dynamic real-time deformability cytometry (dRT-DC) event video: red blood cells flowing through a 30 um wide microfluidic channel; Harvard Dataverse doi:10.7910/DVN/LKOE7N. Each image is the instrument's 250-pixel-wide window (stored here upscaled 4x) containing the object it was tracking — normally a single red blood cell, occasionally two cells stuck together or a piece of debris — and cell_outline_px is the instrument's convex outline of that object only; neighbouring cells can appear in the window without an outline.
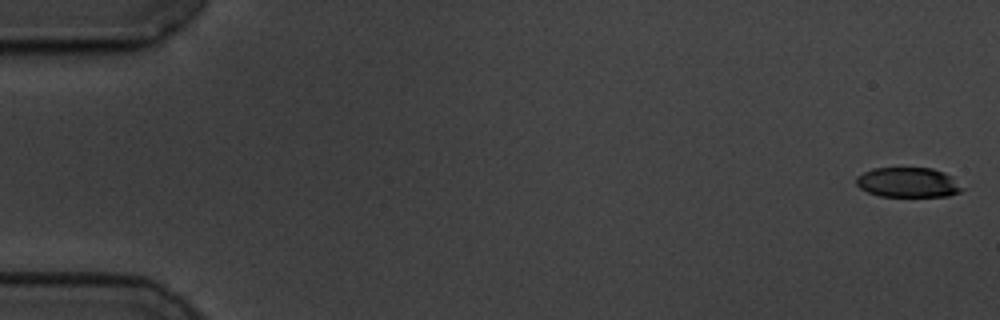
{"species": "common noctule bat (a hibernating species)", "species_latin": "Nyctalus noctula", "temperature_condition": "cold", "stored_images_in_passage": 58, "camera_frame_rate_fps": 3000, "um_per_image_px": 0.085, "animal": {"sex": "male", "body_mass_g": 19.5, "forearm_length_mm": 54.6}, "frame": {"image": 1, "passage_image": 1, "time_ms": 0.0, "image_size_px": [1000, 320], "cell_outline_px": [[968, 188], [960, 192], [948, 196], [880, 196], [868, 192], [860, 188], [856, 184], [856, 176], [872, 168], [932, 168], [944, 172], [952, 176]], "centroid_in_image_um": [77.25, 15.5], "position_along_channel_um": 7.8, "area_um2": 18.73}}
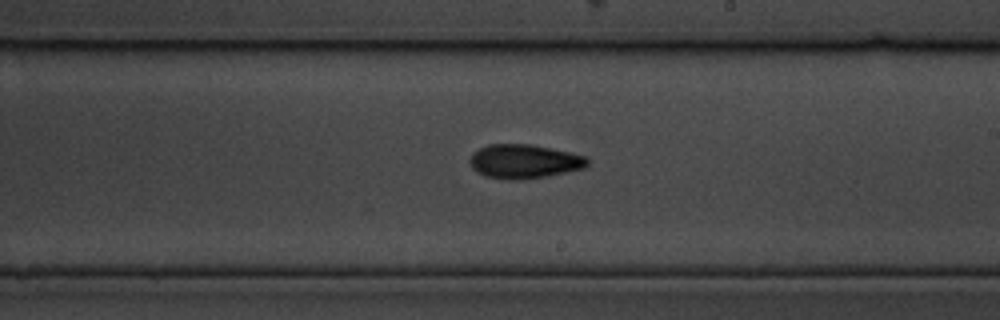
{"frame": {"image": 2, "passage_image": 34, "time_ms": 11.0, "image_size_px": [1000, 320], "cell_outline_px": [[588, 164], [584, 168], [568, 172], [544, 176], [516, 180], [512, 180], [484, 176], [476, 172], [472, 168], [468, 160], [480, 148], [488, 144], [528, 144], [552, 148], [588, 156]], "centroid_in_image_um": [44.57, 13.72], "position_along_channel_um": 244.4, "area_um2": 23.29}}
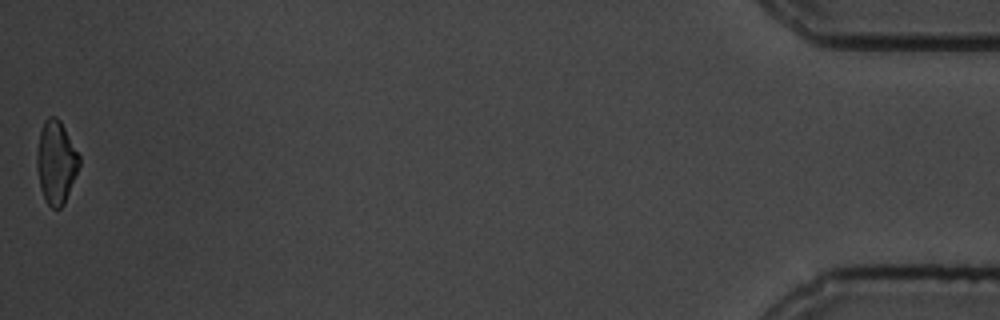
{"frame": {"image": 3, "passage_image": 58, "time_ms": 19.0, "image_size_px": [1000, 320], "cell_outline_px": [[80, 164], [64, 204], [60, 208], [52, 208], [44, 200], [40, 188], [36, 168], [36, 156], [40, 132], [44, 120], [48, 116], [56, 116], [60, 120], [80, 156]], "centroid_in_image_um": [4.75, 13.79], "position_along_channel_um": 430.5, "area_um2": 20.52}, "authors_computed_cell_mechanics": {"area_um2": 21.7328, "velocity_mm_per_s": 3.4813, "shape_relaxation_time_tau1_ms": 3.1483, "shape_relaxation_time_tau2_ms": 8.391, "deformation_change_tau1": 0.1135, "deformation_change_tau2": 0.1321}}